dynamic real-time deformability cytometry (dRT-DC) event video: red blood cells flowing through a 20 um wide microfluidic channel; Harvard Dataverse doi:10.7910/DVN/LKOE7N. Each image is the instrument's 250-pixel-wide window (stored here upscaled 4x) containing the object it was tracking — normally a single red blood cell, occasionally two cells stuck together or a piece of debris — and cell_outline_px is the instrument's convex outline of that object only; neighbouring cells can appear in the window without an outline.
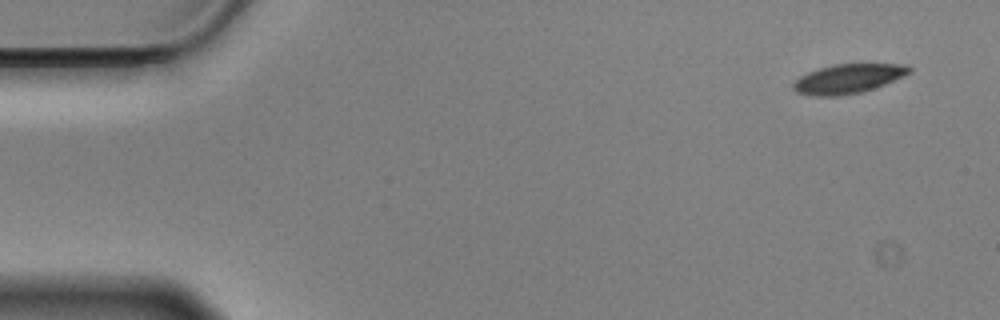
{"species": "Egyptian fruit bat (a non-hibernating species)", "species_latin": "Rousettus aegyptiacus", "temperature_condition": "cold", "stored_images_in_passage": 55, "camera_frame_rate_fps": 3000, "um_per_image_px": 0.085, "animal": {"sex": "male"}, "frame": {"image": 1, "passage_image": 1, "time_ms": 0.0, "image_size_px": [1000, 320], "cell_outline_px": [[912, 72], [884, 84], [864, 92], [840, 96], [812, 96], [796, 92], [792, 88], [792, 84], [800, 76], [808, 72], [832, 64], [904, 64], [912, 68]], "centroid_in_image_um": [72.07, 6.7], "position_along_channel_um": 12.9, "area_um2": 19.88}}
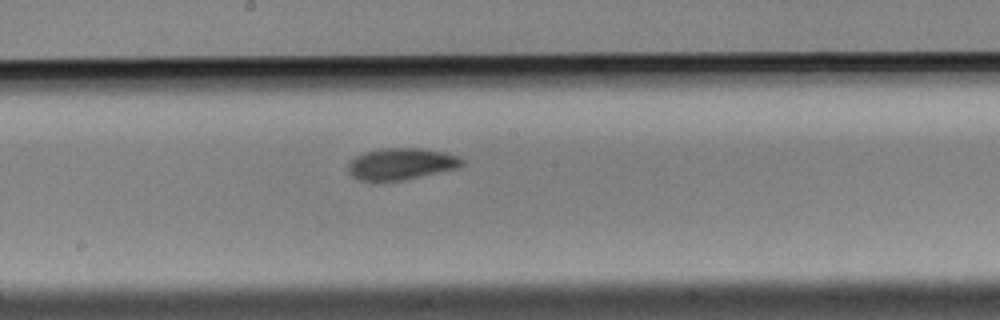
{"frame": {"image": 2, "passage_image": 28, "time_ms": 9.0, "image_size_px": [1000, 320], "cell_outline_px": [[464, 164], [456, 168], [404, 180], [360, 180], [352, 176], [348, 172], [348, 164], [356, 156], [364, 152], [384, 148], [420, 148], [444, 152], [456, 156], [464, 160]], "centroid_in_image_um": [34.09, 13.92], "position_along_channel_um": 214.1, "area_um2": 20.69}}
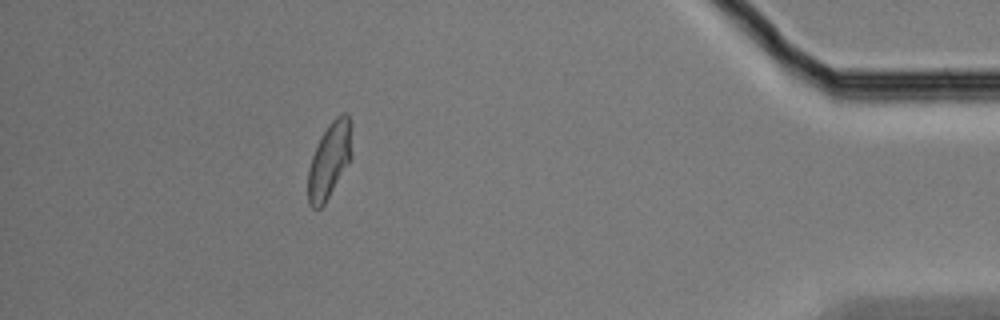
{"frame": {"image": 3, "passage_image": 49, "time_ms": 16.0, "image_size_px": [1000, 320], "cell_outline_px": [[352, 156], [324, 204], [320, 208], [312, 208], [308, 204], [308, 168], [312, 156], [320, 136], [332, 120], [340, 112], [348, 112], [352, 124]], "centroid_in_image_um": [28.02, 13.54], "position_along_channel_um": 407.2, "area_um2": 19.54}, "authors_computed_cell_mechanics": {"area_um2": 20.4034, "velocity_mm_per_s": 3.4981, "shape_relaxation_time_tau1_ms": 3.7118, "shape_relaxation_time_tau2_ms": 6.002, "deformation_change_tau1": 0.1058, "deformation_change_tau2": 0.0925}}